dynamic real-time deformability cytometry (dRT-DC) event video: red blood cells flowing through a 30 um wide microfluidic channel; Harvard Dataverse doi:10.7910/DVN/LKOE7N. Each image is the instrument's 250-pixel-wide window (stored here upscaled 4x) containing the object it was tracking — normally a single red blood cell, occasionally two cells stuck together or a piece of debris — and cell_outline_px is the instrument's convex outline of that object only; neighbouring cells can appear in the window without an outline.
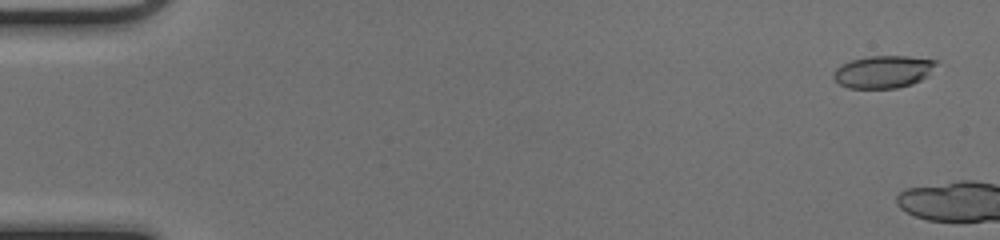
{"species": "common noctule bat (a hibernating species)", "species_latin": "Nyctalus noctula", "temperature_condition": "cold", "stored_images_in_passage": 5, "camera_frame_rate_fps": 3000, "um_per_image_px": 0.085, "animal": {"sex": "female", "body_mass_g": 17.0, "forearm_length_mm": 48.0}, "frame": {"image": 1, "passage_image": 2, "time_ms": 0.333, "image_size_px": [1000, 240], "cell_outline_px": [[936, 64], [928, 76], [912, 84], [896, 88], [848, 88], [840, 84], [832, 76], [832, 72], [840, 64], [852, 60], [868, 56], [908, 56], [936, 60]], "centroid_in_image_um": [75.05, 6.1], "position_along_channel_um": 9.9, "area_um2": 19.42}}